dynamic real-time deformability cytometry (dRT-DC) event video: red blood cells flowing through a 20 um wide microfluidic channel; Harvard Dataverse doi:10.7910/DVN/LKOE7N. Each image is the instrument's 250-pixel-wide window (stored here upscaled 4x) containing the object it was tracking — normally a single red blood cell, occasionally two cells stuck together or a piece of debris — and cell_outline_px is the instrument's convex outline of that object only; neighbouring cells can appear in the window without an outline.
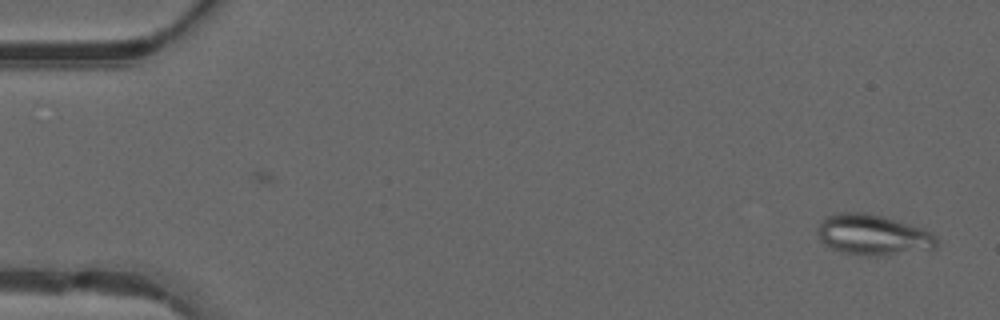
{"species": "common noctule bat (a hibernating species)", "species_latin": "Nyctalus noctula", "temperature_condition": "warm", "stored_images_in_passage": 8, "camera_frame_rate_fps": 3000, "um_per_image_px": 0.085, "animal": {"sex": "male", "forearm_length_mm": 52.5}, "frame": {"image": 1, "passage_image": 1, "time_ms": 0.0, "image_size_px": [1000, 320], "cell_outline_px": [[936, 248], [884, 256], [868, 256], [840, 252], [824, 244], [820, 240], [816, 232], [820, 220], [824, 216], [840, 212], [864, 212], [880, 216], [920, 228], [936, 236]], "centroid_in_image_um": [74.11, 19.97], "position_along_channel_um": 10.9, "area_um2": 28.09}}